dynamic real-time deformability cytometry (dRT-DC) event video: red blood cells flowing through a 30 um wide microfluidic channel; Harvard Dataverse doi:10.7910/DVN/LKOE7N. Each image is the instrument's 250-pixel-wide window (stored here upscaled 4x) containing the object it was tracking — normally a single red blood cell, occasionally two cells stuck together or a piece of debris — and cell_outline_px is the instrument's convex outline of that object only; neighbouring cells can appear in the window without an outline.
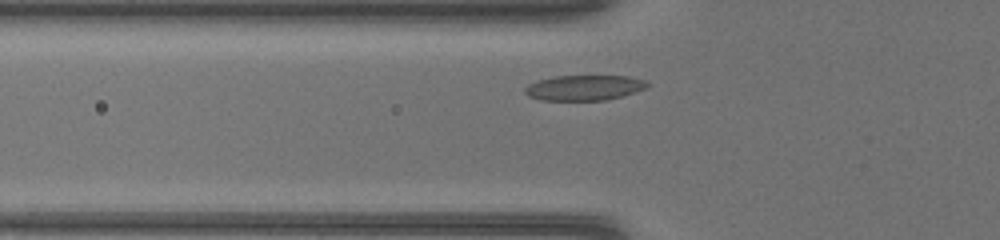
{"species": "common noctule bat (a hibernating species)", "species_latin": "Nyctalus noctula", "temperature_condition": "warm", "stored_images_in_passage": 28, "camera_frame_rate_fps": 3000, "um_per_image_px": 0.085, "animal": {"sex": "female", "body_mass_g": 17.0, "forearm_length_mm": 48.0}, "frame": {"image": 1, "passage_image": 4, "time_ms": 1.0, "image_size_px": [1000, 240], "cell_outline_px": [[648, 88], [636, 92], [604, 100], [540, 100], [528, 96], [524, 92], [524, 88], [528, 84], [536, 80], [552, 76], [628, 76], [648, 80]], "centroid_in_image_um": [49.65, 7.45], "position_along_channel_um": 76.2, "area_um2": 18.21}}
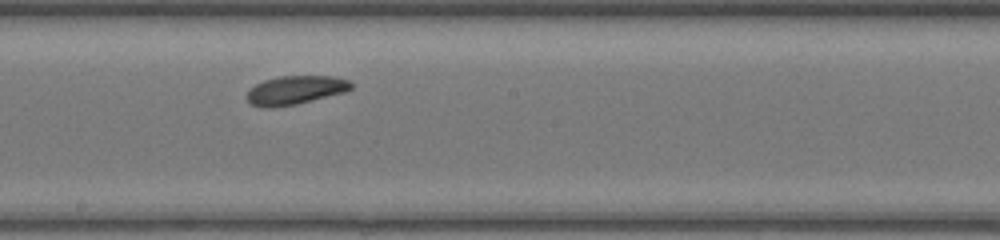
{"frame": {"image": 2, "passage_image": 14, "time_ms": 4.333, "image_size_px": [1000, 240], "cell_outline_px": [[352, 88], [344, 92], [296, 104], [268, 108], [264, 108], [252, 104], [248, 100], [248, 92], [256, 84], [264, 80], [280, 76], [336, 76], [348, 80], [352, 84]], "centroid_in_image_um": [25.12, 7.65], "position_along_channel_um": 223.1, "area_um2": 17.17}}
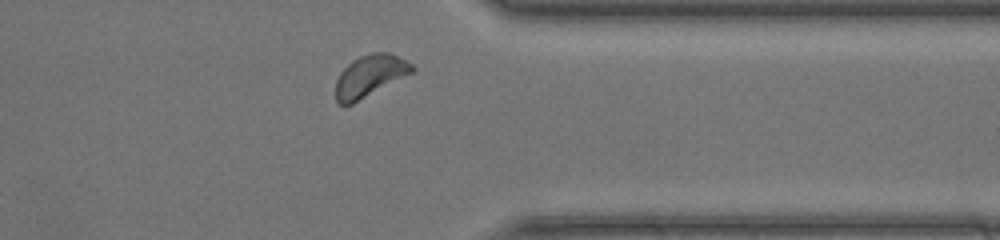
{"frame": {"image": 3, "passage_image": 25, "time_ms": 8.0, "image_size_px": [1000, 240], "cell_outline_px": [[416, 68], [412, 72], [352, 104], [340, 104], [336, 100], [336, 80], [340, 72], [352, 60], [360, 56], [372, 52], [388, 52], [412, 64]], "centroid_in_image_um": [31.41, 6.44], "position_along_channel_um": 380.0, "area_um2": 18.21}}